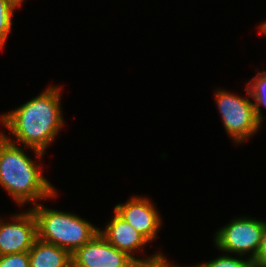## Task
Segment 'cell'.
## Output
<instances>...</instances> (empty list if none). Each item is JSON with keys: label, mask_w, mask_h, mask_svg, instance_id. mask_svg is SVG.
Instances as JSON below:
<instances>
[{"label": "cell", "mask_w": 266, "mask_h": 267, "mask_svg": "<svg viewBox=\"0 0 266 267\" xmlns=\"http://www.w3.org/2000/svg\"><path fill=\"white\" fill-rule=\"evenodd\" d=\"M242 257V259H241ZM191 267H255L254 261L247 257L243 260V256L238 255L237 257H232L228 253L224 256H219L214 260L204 262Z\"/></svg>", "instance_id": "4fadbf2b"}, {"label": "cell", "mask_w": 266, "mask_h": 267, "mask_svg": "<svg viewBox=\"0 0 266 267\" xmlns=\"http://www.w3.org/2000/svg\"><path fill=\"white\" fill-rule=\"evenodd\" d=\"M21 145L7 140L0 133V186L20 206L56 196V190ZM25 152V153H24Z\"/></svg>", "instance_id": "7a4b0ae2"}, {"label": "cell", "mask_w": 266, "mask_h": 267, "mask_svg": "<svg viewBox=\"0 0 266 267\" xmlns=\"http://www.w3.org/2000/svg\"><path fill=\"white\" fill-rule=\"evenodd\" d=\"M255 267H266V221H264V230L256 258L253 260Z\"/></svg>", "instance_id": "2e32d148"}, {"label": "cell", "mask_w": 266, "mask_h": 267, "mask_svg": "<svg viewBox=\"0 0 266 267\" xmlns=\"http://www.w3.org/2000/svg\"><path fill=\"white\" fill-rule=\"evenodd\" d=\"M16 7L7 0H0V48L4 49L8 35L11 33L12 19Z\"/></svg>", "instance_id": "7c38bea8"}, {"label": "cell", "mask_w": 266, "mask_h": 267, "mask_svg": "<svg viewBox=\"0 0 266 267\" xmlns=\"http://www.w3.org/2000/svg\"><path fill=\"white\" fill-rule=\"evenodd\" d=\"M264 230V221L250 217L232 219L214 235V245L225 253H235L254 260L259 251Z\"/></svg>", "instance_id": "5b68a950"}, {"label": "cell", "mask_w": 266, "mask_h": 267, "mask_svg": "<svg viewBox=\"0 0 266 267\" xmlns=\"http://www.w3.org/2000/svg\"><path fill=\"white\" fill-rule=\"evenodd\" d=\"M114 211L149 242L156 239L162 227L160 214L154 203L146 197H131L127 202L115 205Z\"/></svg>", "instance_id": "ba28073f"}, {"label": "cell", "mask_w": 266, "mask_h": 267, "mask_svg": "<svg viewBox=\"0 0 266 267\" xmlns=\"http://www.w3.org/2000/svg\"><path fill=\"white\" fill-rule=\"evenodd\" d=\"M61 94L60 87L48 86L40 95L2 114L0 122L16 141L3 132L1 134L14 144L29 147L38 159H42L64 125Z\"/></svg>", "instance_id": "6da1fadb"}, {"label": "cell", "mask_w": 266, "mask_h": 267, "mask_svg": "<svg viewBox=\"0 0 266 267\" xmlns=\"http://www.w3.org/2000/svg\"><path fill=\"white\" fill-rule=\"evenodd\" d=\"M259 30H260V33L262 32L263 34L266 35V21L262 22L261 25H259Z\"/></svg>", "instance_id": "ac0fdd59"}, {"label": "cell", "mask_w": 266, "mask_h": 267, "mask_svg": "<svg viewBox=\"0 0 266 267\" xmlns=\"http://www.w3.org/2000/svg\"><path fill=\"white\" fill-rule=\"evenodd\" d=\"M247 96L254 99L255 114L257 119L262 123L263 114L260 105L266 107V71L259 72L247 83L245 88Z\"/></svg>", "instance_id": "8fae6325"}, {"label": "cell", "mask_w": 266, "mask_h": 267, "mask_svg": "<svg viewBox=\"0 0 266 267\" xmlns=\"http://www.w3.org/2000/svg\"><path fill=\"white\" fill-rule=\"evenodd\" d=\"M10 4H12L14 7L18 8L21 7L24 0H7Z\"/></svg>", "instance_id": "e0dca14e"}, {"label": "cell", "mask_w": 266, "mask_h": 267, "mask_svg": "<svg viewBox=\"0 0 266 267\" xmlns=\"http://www.w3.org/2000/svg\"><path fill=\"white\" fill-rule=\"evenodd\" d=\"M11 217L10 223L0 217V256L29 252L37 239V224L31 209Z\"/></svg>", "instance_id": "52a82bcc"}, {"label": "cell", "mask_w": 266, "mask_h": 267, "mask_svg": "<svg viewBox=\"0 0 266 267\" xmlns=\"http://www.w3.org/2000/svg\"><path fill=\"white\" fill-rule=\"evenodd\" d=\"M135 262L100 233L72 254V267H134Z\"/></svg>", "instance_id": "8992f818"}, {"label": "cell", "mask_w": 266, "mask_h": 267, "mask_svg": "<svg viewBox=\"0 0 266 267\" xmlns=\"http://www.w3.org/2000/svg\"><path fill=\"white\" fill-rule=\"evenodd\" d=\"M0 267H29L28 252L0 256Z\"/></svg>", "instance_id": "5bb4252c"}, {"label": "cell", "mask_w": 266, "mask_h": 267, "mask_svg": "<svg viewBox=\"0 0 266 267\" xmlns=\"http://www.w3.org/2000/svg\"><path fill=\"white\" fill-rule=\"evenodd\" d=\"M109 222L110 223L106 225V229L99 228V233L115 248L125 252L135 261L143 260L133 256V253L140 249L143 251L144 246H146L149 241L115 211L113 218Z\"/></svg>", "instance_id": "9c48e42d"}, {"label": "cell", "mask_w": 266, "mask_h": 267, "mask_svg": "<svg viewBox=\"0 0 266 267\" xmlns=\"http://www.w3.org/2000/svg\"><path fill=\"white\" fill-rule=\"evenodd\" d=\"M30 209L36 219L37 238L71 254L99 233V228L73 213L48 209L41 204Z\"/></svg>", "instance_id": "3957f363"}, {"label": "cell", "mask_w": 266, "mask_h": 267, "mask_svg": "<svg viewBox=\"0 0 266 267\" xmlns=\"http://www.w3.org/2000/svg\"><path fill=\"white\" fill-rule=\"evenodd\" d=\"M28 254L29 267H72L69 251L38 238Z\"/></svg>", "instance_id": "30bf717a"}, {"label": "cell", "mask_w": 266, "mask_h": 267, "mask_svg": "<svg viewBox=\"0 0 266 267\" xmlns=\"http://www.w3.org/2000/svg\"><path fill=\"white\" fill-rule=\"evenodd\" d=\"M134 267H179L167 262V258L161 252L145 257L143 260L136 261Z\"/></svg>", "instance_id": "9a60e30c"}, {"label": "cell", "mask_w": 266, "mask_h": 267, "mask_svg": "<svg viewBox=\"0 0 266 267\" xmlns=\"http://www.w3.org/2000/svg\"><path fill=\"white\" fill-rule=\"evenodd\" d=\"M250 98L240 97L223 89H217L215 101L223 126L235 143H242L254 136L261 128L255 114V105Z\"/></svg>", "instance_id": "277c9868"}]
</instances>
